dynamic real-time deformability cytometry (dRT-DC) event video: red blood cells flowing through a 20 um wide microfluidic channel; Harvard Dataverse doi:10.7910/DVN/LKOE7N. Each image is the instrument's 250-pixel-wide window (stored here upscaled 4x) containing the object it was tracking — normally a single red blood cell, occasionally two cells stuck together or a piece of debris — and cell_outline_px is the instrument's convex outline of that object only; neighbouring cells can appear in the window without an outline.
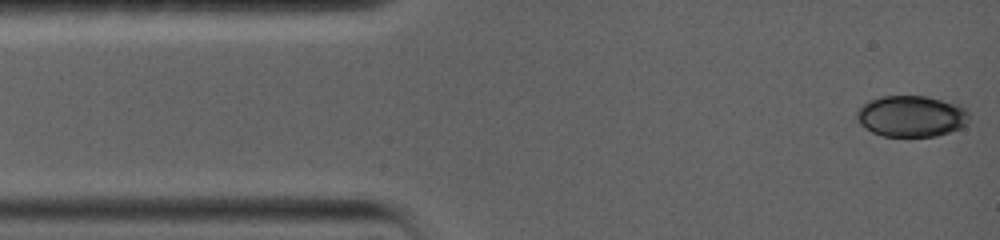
{"species": "common noctule bat (a hibernating species)", "species_latin": "Nyctalus noctula", "temperature_condition": "warm", "stored_images_in_passage": 35, "camera_frame_rate_fps": 5000, "um_per_image_px": 0.085, "animal": {"sex": "female", "body_mass_g": 19.0, "forearm_length_mm": 56.7}, "frame": {"image": 1, "passage_image": 1, "time_ms": 0.0, "image_size_px": [1000, 240], "cell_outline_px": [[968, 120], [960, 128], [936, 136], [884, 136], [872, 132], [864, 128], [860, 124], [856, 116], [856, 112], [860, 104], [868, 100], [880, 96], [928, 96], [956, 104], [964, 108], [968, 112]], "centroid_in_image_um": [77.4, 9.86], "position_along_channel_um": 7.6, "area_um2": 27.05}}
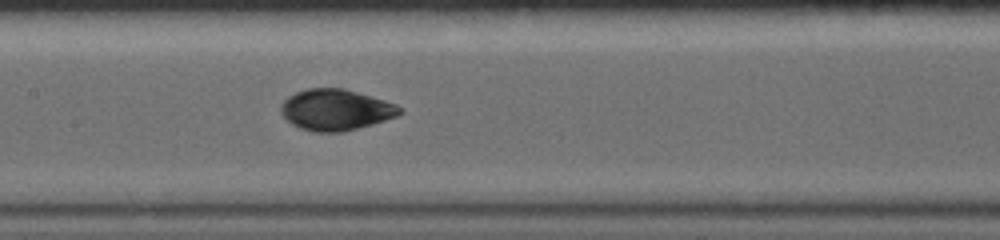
{"frame": {"image": 2, "passage_image": 15, "time_ms": 6.6, "image_size_px": [1000, 240], "cell_outline_px": [[404, 112], [396, 116], [372, 124], [340, 132], [312, 132], [300, 128], [292, 124], [280, 112], [280, 104], [288, 96], [296, 92], [308, 88], [344, 88], [384, 100], [396, 104]], "centroid_in_image_um": [28.51, 9.33], "position_along_channel_um": 178.9, "area_um2": 28.32}}
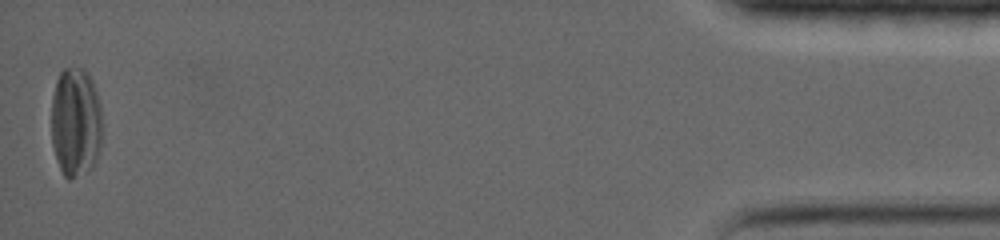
{"frame": {"image": 3, "passage_image": 34, "time_ms": 16.8, "image_size_px": [1000, 240], "cell_outline_px": [[100, 152], [92, 168], [68, 180], [64, 176], [60, 168], [52, 144], [52, 96], [56, 80], [60, 72], [64, 68], [84, 68], [88, 72], [92, 80], [100, 104]], "centroid_in_image_um": [6.42, 10.37], "position_along_channel_um": 428.8, "area_um2": 32.43}, "authors_computed_cell_mechanics": {"area_um2": 27.9174, "velocity_mm_per_s": 3.7056, "shape_relaxation_time_tau1_ms": 2.7868, "shape_relaxation_time_tau2_ms": 2.471, "deformation_change_tau1": 0.0898, "deformation_change_tau2": 0.0587}}